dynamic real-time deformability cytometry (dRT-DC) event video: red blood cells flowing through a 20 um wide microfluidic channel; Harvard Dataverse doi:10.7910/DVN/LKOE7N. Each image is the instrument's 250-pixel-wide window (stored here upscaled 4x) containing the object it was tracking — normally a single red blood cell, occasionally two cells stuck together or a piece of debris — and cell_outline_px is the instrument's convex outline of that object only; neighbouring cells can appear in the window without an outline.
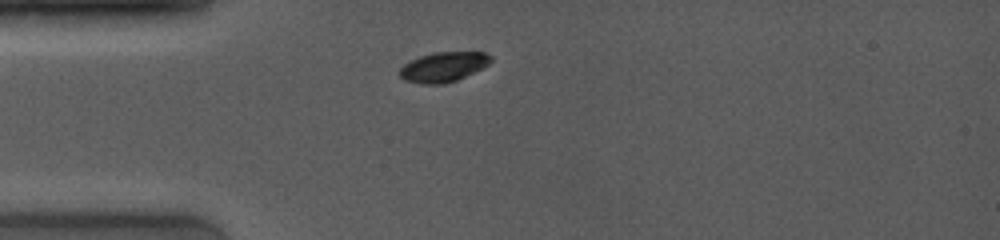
{"species": "common noctule bat (a hibernating species)", "species_latin": "Nyctalus noctula", "temperature_condition": "room temperature", "stored_images_in_passage": 27, "camera_frame_rate_fps": 4000, "um_per_image_px": 0.085, "animal": {"sex": "female", "body_mass_g": 19.0, "forearm_length_mm": 53.3}, "frame": {"image": 1, "passage_image": 2, "time_ms": 1.0, "image_size_px": [1000, 240], "cell_outline_px": [[492, 60], [488, 64], [456, 80], [444, 84], [420, 84], [404, 80], [400, 76], [400, 68], [404, 64], [420, 56], [432, 52], [484, 52], [492, 56]], "centroid_in_image_um": [37.66, 5.68], "position_along_channel_um": 47.3, "area_um2": 15.66}}
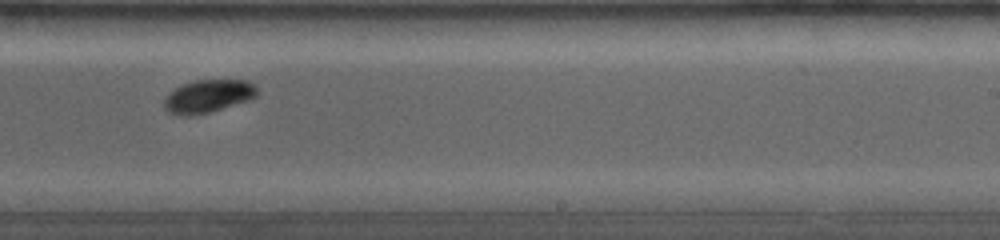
{"frame": {"image": 2, "passage_image": 16, "time_ms": 7.0, "image_size_px": [1000, 240], "cell_outline_px": [[256, 96], [248, 100], [208, 112], [188, 116], [180, 116], [168, 112], [164, 108], [164, 100], [176, 88], [184, 84], [196, 80], [248, 80], [256, 84]], "centroid_in_image_um": [17.7, 8.17], "position_along_channel_um": 271.3, "area_um2": 17.51}}
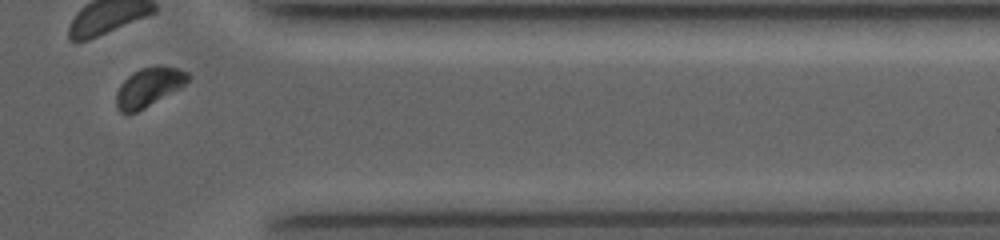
{"frame": {"image": 3, "passage_image": 24, "time_ms": 10.25, "image_size_px": [1000, 240], "cell_outline_px": [[192, 76], [180, 88], [144, 108], [128, 116], [120, 112], [116, 108], [116, 92], [120, 84], [132, 72], [140, 68], [156, 64], [160, 64], [180, 68], [188, 72]], "centroid_in_image_um": [12.64, 7.39], "position_along_channel_um": 398.8, "area_um2": 16.76}, "authors_computed_cell_mechanics": {"area_um2": 17.5712, "velocity_mm_per_s": 3.9884, "shape_relaxation_time_tau1_ms": 1.6284, "shape_relaxation_time_tau2_ms": 1.7321, "deformation_change_tau1": 0.076, "deformation_change_tau2": 0.0321}}